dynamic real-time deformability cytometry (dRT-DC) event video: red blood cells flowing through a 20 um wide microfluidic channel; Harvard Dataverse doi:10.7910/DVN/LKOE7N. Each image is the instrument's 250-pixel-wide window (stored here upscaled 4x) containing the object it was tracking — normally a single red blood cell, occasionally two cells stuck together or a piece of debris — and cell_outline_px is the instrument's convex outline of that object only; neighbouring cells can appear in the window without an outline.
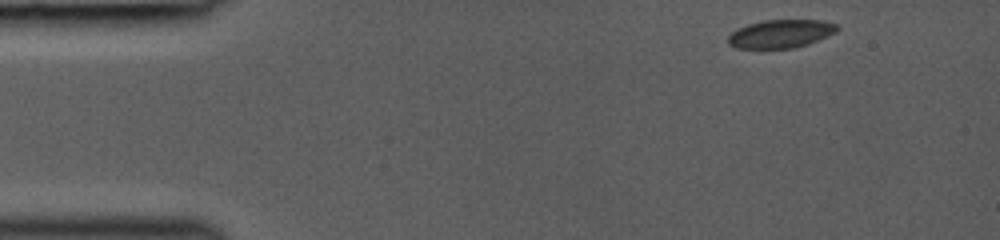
{"species": "common noctule bat (a hibernating species)", "species_latin": "Nyctalus noctula", "temperature_condition": "room temperature", "stored_images_in_passage": 10, "camera_frame_rate_fps": 3000, "um_per_image_px": 0.085, "animal": {"sex": "female", "body_mass_g": 19.0, "forearm_length_mm": 53.3}, "frame": {"image": 1, "passage_image": 1, "time_ms": 0.0, "image_size_px": [1000, 240], "cell_outline_px": [[840, 28], [836, 32], [808, 44], [796, 48], [736, 48], [728, 44], [728, 36], [732, 32], [748, 24], [764, 20], [820, 20], [836, 24]], "centroid_in_image_um": [66.37, 2.87], "position_along_channel_um": 18.6, "area_um2": 17.86}}